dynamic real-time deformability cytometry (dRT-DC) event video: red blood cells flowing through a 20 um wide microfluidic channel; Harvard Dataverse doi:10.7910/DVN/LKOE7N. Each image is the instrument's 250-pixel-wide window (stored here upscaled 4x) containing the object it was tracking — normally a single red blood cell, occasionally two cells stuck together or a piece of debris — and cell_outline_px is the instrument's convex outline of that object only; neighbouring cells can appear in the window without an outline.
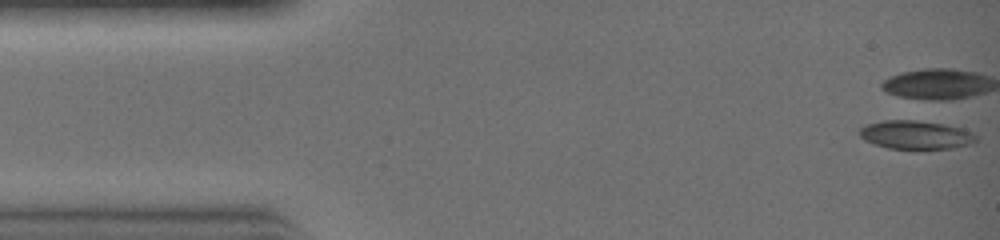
{"species": "common noctule bat (a hibernating species)", "species_latin": "Nyctalus noctula", "temperature_condition": "warm", "stored_images_in_passage": 31, "camera_frame_rate_fps": 3000, "um_per_image_px": 0.085, "animal": {"sex": "female", "body_mass_g": 19.0, "forearm_length_mm": 51.5}, "frame": {"image": 1, "passage_image": 1, "time_ms": 0.0, "image_size_px": [1000, 240], "cell_outline_px": [[976, 140], [972, 144], [952, 148], [916, 152], [888, 148], [864, 140], [860, 136], [860, 128], [868, 124], [884, 120], [916, 120], [944, 124], [960, 128], [972, 132], [976, 136]], "centroid_in_image_um": [77.86, 11.51], "position_along_channel_um": 7.1, "area_um2": 20.0}}